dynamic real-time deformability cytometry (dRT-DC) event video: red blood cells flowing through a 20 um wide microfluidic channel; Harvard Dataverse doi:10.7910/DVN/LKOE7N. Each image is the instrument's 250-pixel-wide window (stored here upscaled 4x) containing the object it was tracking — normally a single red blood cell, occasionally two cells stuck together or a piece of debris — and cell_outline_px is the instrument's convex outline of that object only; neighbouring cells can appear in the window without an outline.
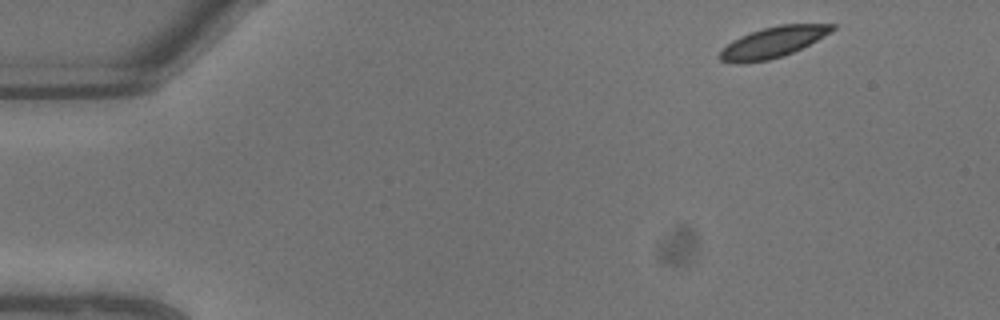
{"species": "common noctule bat (a hibernating species)", "species_latin": "Nyctalus noctula", "temperature_condition": "warm", "stored_images_in_passage": 7, "camera_frame_rate_fps": 3000, "um_per_image_px": 0.085, "animal": {"sex": "male", "body_mass_g": 13.3}, "frame": {"image": 1, "passage_image": 1, "time_ms": 0.0, "image_size_px": [1000, 320], "cell_outline_px": [[836, 28], [824, 36], [784, 56], [768, 60], [744, 64], [732, 64], [720, 60], [716, 56], [732, 40], [740, 36], [764, 28], [780, 24], [836, 24]], "centroid_in_image_um": [65.65, 3.61], "position_along_channel_um": 19.4, "area_um2": 20.11}}
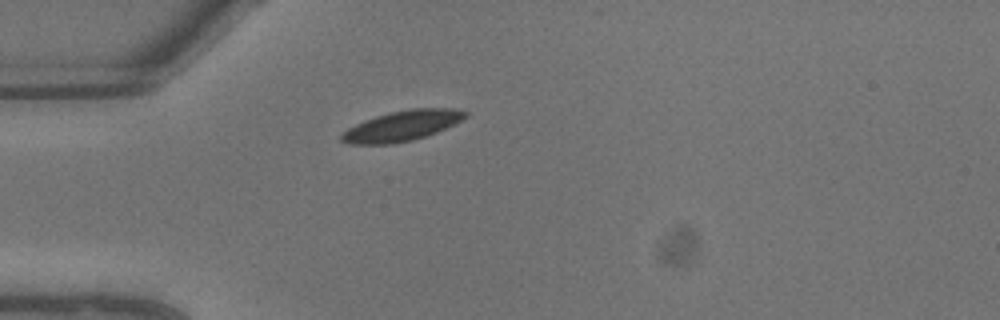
{"frame": {"image": 2, "passage_image": 5, "time_ms": 1.333, "image_size_px": [1000, 320], "cell_outline_px": [[468, 116], [436, 132], [412, 140], [392, 144], [348, 144], [340, 140], [340, 136], [348, 128], [364, 120], [376, 116], [392, 112], [412, 108], [452, 108], [468, 112]], "centroid_in_image_um": [34.14, 10.7], "position_along_channel_um": 50.9, "area_um2": 21.56}}
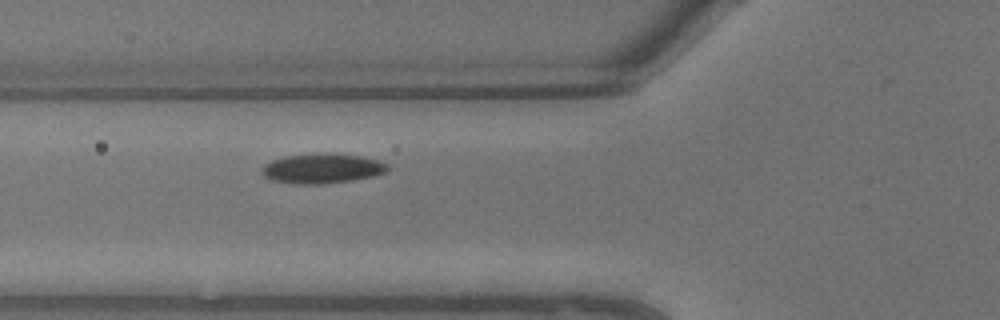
{"frame": {"image": 3, "passage_image": 7, "time_ms": 2.0, "image_size_px": [1000, 320], "cell_outline_px": [[388, 172], [372, 176], [352, 180], [324, 184], [296, 184], [272, 180], [264, 176], [260, 168], [264, 164], [272, 160], [284, 156], [316, 152], [328, 152], [364, 156], [380, 160], [388, 164]], "centroid_in_image_um": [27.39, 14.29], "position_along_channel_um": 98.4, "area_um2": 22.37}}